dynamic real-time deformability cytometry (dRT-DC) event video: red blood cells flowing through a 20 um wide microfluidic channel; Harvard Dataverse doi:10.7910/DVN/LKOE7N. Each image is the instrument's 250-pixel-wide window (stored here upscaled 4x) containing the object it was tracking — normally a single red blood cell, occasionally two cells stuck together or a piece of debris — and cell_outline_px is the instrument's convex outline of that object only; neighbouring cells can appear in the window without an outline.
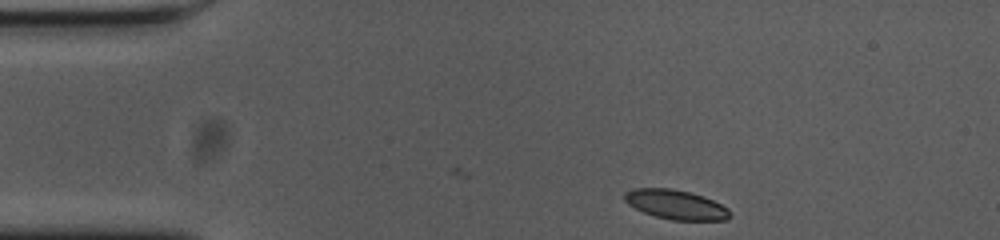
{"species": "common noctule bat (a hibernating species)", "species_latin": "Nyctalus noctula", "temperature_condition": "cold", "stored_images_in_passage": 49, "segment_of_instrument_passage": [1, 2], "camera_frame_rate_fps": 3000, "um_per_image_px": 0.085, "animal": {"sex": "female", "body_mass_g": 23.0, "forearm_length_mm": 53.4}, "frame": {"image": 1, "passage_image": 1, "time_ms": 0.0, "image_size_px": [1000, 240], "cell_outline_px": [[732, 216], [728, 220], [672, 220], [656, 216], [644, 212], [628, 204], [624, 200], [624, 192], [632, 188], [672, 188], [704, 196], [728, 208]], "centroid_in_image_um": [57.45, 17.38], "position_along_channel_um": 27.6, "area_um2": 18.09}}
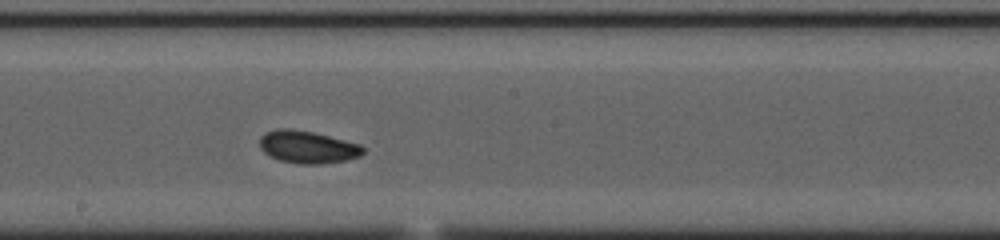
{"frame": {"image": 2, "passage_image": 22, "time_ms": 7.0, "image_size_px": [1000, 240], "cell_outline_px": [[364, 152], [360, 156], [344, 160], [320, 164], [304, 164], [280, 160], [264, 152], [260, 148], [260, 136], [264, 132], [276, 128], [288, 128], [312, 132], [360, 144], [364, 148]], "centroid_in_image_um": [26.12, 12.48], "position_along_channel_um": 222.1, "area_um2": 19.36}}
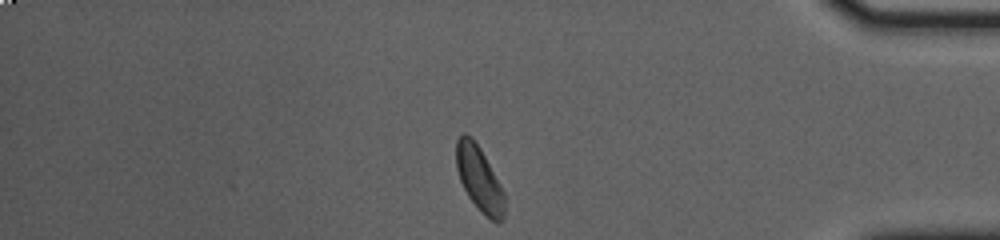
{"frame": {"image": 3, "passage_image": 39, "time_ms": 12.667, "image_size_px": [1000, 240], "cell_outline_px": [[504, 216], [500, 224], [492, 220], [480, 212], [468, 196], [460, 180], [456, 168], [456, 140], [460, 132], [464, 132], [472, 136], [480, 148], [504, 192]], "centroid_in_image_um": [40.71, 15.17], "position_along_channel_um": 394.5, "area_um2": 18.32}}